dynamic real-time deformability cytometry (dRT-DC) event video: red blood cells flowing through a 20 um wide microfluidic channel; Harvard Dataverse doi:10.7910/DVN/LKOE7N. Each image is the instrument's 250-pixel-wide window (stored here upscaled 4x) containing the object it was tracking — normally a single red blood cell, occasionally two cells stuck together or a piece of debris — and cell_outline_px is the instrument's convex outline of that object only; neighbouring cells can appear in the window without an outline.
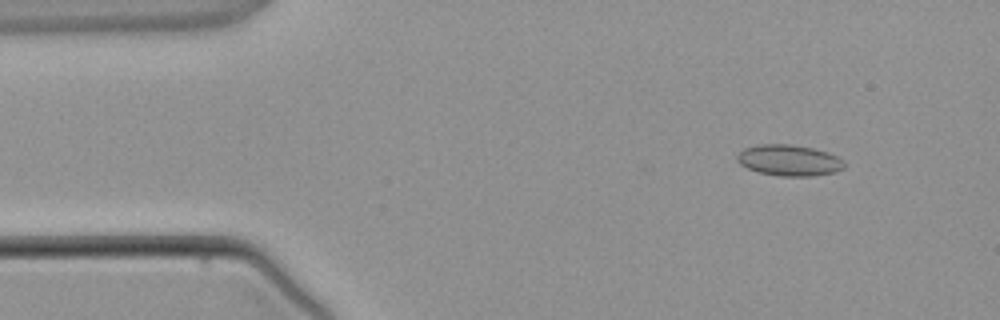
{"species": "common noctule bat (a hibernating species)", "species_latin": "Nyctalus noctula", "temperature_condition": "warm", "stored_images_in_passage": 5, "camera_frame_rate_fps": 3000, "um_per_image_px": 0.085, "animal": {"sex": "male", "body_mass_g": 21.5, "forearm_length_mm": 52.0}, "frame": {"image": 1, "passage_image": 2, "time_ms": 1.0, "image_size_px": [1000, 320], "cell_outline_px": [[844, 168], [836, 172], [812, 176], [780, 176], [760, 172], [748, 168], [740, 164], [736, 160], [736, 156], [744, 148], [756, 144], [788, 144], [812, 148], [828, 152], [844, 160]], "centroid_in_image_um": [67.07, 13.62], "position_along_channel_um": 17.9, "area_um2": 19.42}}
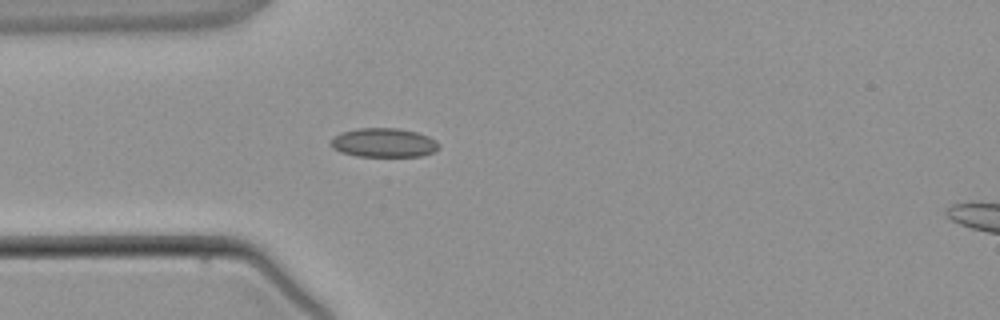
{"frame": {"image": 2, "passage_image": 4, "time_ms": 3.333, "image_size_px": [1000, 320], "cell_outline_px": [[440, 148], [432, 152], [420, 156], [356, 156], [340, 152], [332, 148], [328, 144], [340, 132], [356, 128], [400, 128], [416, 132], [428, 136], [436, 140], [440, 144]], "centroid_in_image_um": [32.61, 12.12], "position_along_channel_um": 52.4, "area_um2": 18.44}}